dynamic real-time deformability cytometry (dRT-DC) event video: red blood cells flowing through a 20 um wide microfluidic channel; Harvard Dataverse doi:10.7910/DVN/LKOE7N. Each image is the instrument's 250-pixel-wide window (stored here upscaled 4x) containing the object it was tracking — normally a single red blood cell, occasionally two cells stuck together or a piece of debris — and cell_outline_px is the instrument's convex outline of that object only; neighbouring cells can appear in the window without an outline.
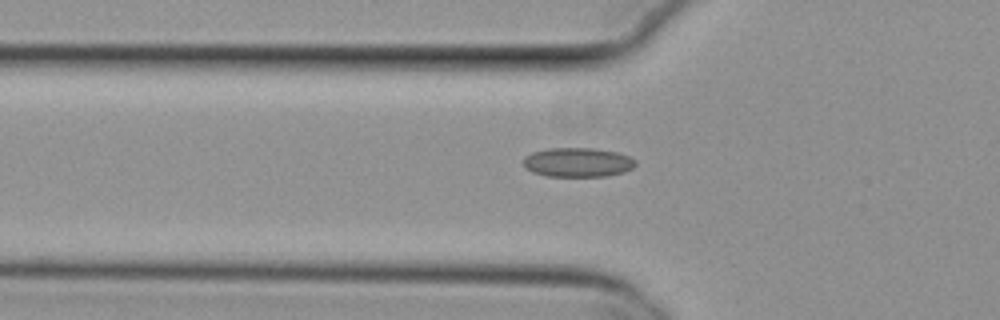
{"species": "common noctule bat (a hibernating species)", "species_latin": "Nyctalus noctula", "temperature_condition": "cold", "stored_images_in_passage": 49, "camera_frame_rate_fps": 3000, "um_per_image_px": 0.085, "animal": {"sex": "female", "body_mass_g": 29.2, "forearm_length_mm": 56.3}, "frame": {"image": 1, "passage_image": 18, "time_ms": 5.667, "image_size_px": [1000, 320], "cell_outline_px": [[636, 164], [632, 168], [624, 172], [608, 176], [548, 176], [532, 172], [524, 164], [524, 156], [532, 152], [548, 148], [596, 148], [616, 152], [628, 156], [636, 160]], "centroid_in_image_um": [49.12, 13.79], "position_along_channel_um": 76.7, "area_um2": 19.13}}
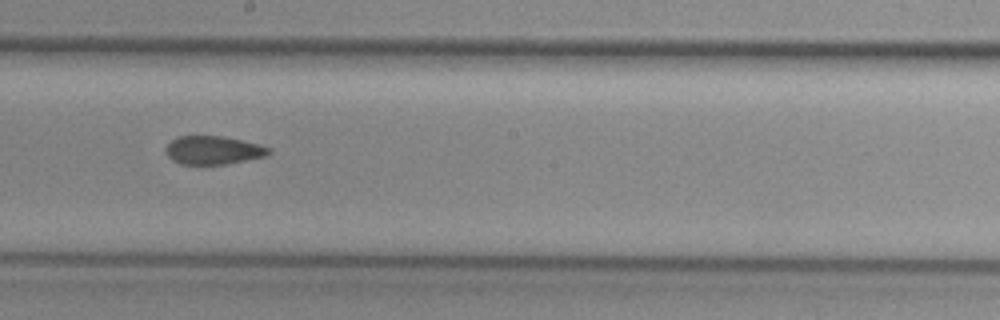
{"frame": {"image": 2, "passage_image": 30, "time_ms": 9.667, "image_size_px": [1000, 320], "cell_outline_px": [[272, 152], [264, 156], [224, 164], [180, 164], [172, 160], [168, 156], [164, 148], [172, 140], [180, 136], [220, 136], [240, 140], [256, 144], [268, 148]], "centroid_in_image_um": [18.06, 12.77], "position_along_channel_um": 230.1, "area_um2": 16.65}}
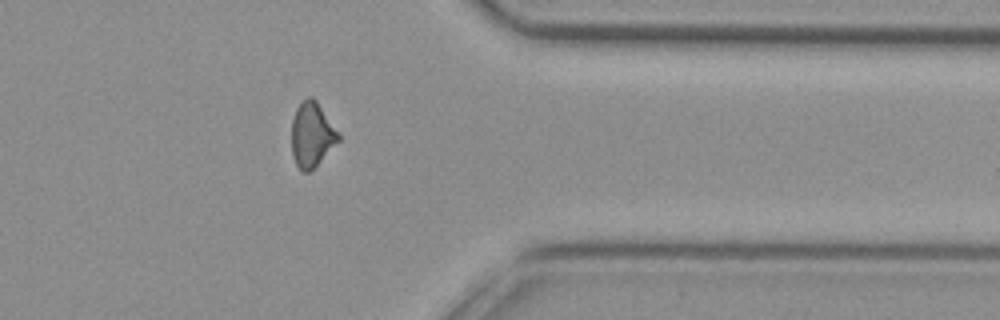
{"frame": {"image": 3, "passage_image": 43, "time_ms": 14.0, "image_size_px": [1000, 320], "cell_outline_px": [[340, 140], [308, 172], [304, 172], [296, 164], [292, 152], [292, 120], [296, 108], [308, 96], [312, 96], [316, 100], [340, 132]], "centroid_in_image_um": [26.52, 11.4], "position_along_channel_um": 384.9, "area_um2": 17.46}}